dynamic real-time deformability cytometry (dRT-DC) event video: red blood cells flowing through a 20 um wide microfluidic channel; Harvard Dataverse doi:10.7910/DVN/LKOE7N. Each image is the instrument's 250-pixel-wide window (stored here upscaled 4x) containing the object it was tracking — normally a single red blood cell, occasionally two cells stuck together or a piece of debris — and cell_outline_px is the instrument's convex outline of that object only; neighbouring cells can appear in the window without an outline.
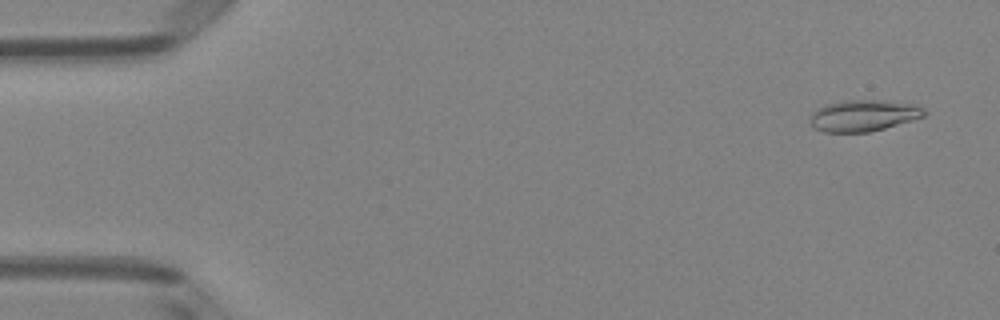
{"species": "Egyptian fruit bat (a non-hibernating species)", "species_latin": "Rousettus aegyptiacus", "temperature_condition": "room temperature", "stored_images_in_passage": 5, "camera_frame_rate_fps": 3000, "um_per_image_px": 0.085, "animal": {"sex": "female"}, "frame": {"image": 1, "passage_image": 1, "time_ms": 0.0, "image_size_px": [1000, 320], "cell_outline_px": [[928, 112], [924, 116], [912, 120], [884, 128], [868, 132], [824, 132], [812, 128], [808, 124], [808, 120], [812, 112], [824, 104], [844, 100], [884, 100], [908, 104], [924, 108]], "centroid_in_image_um": [73.31, 9.83], "position_along_channel_um": 11.7, "area_um2": 21.04}}
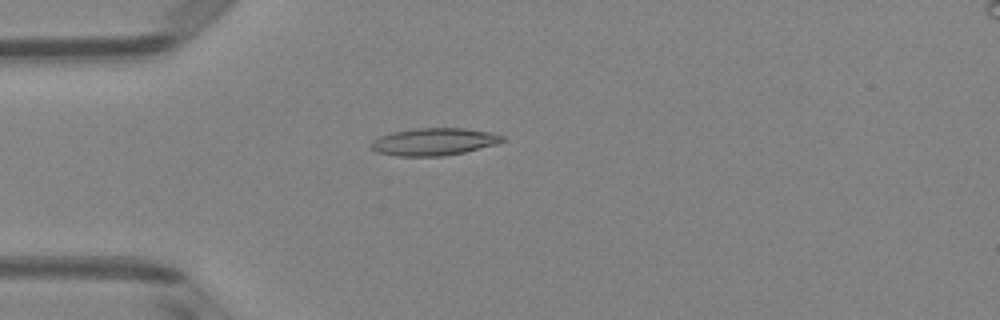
{"frame": {"image": 2, "passage_image": 4, "time_ms": 1.0, "image_size_px": [1000, 320], "cell_outline_px": [[504, 140], [496, 144], [464, 152], [444, 156], [396, 156], [376, 152], [372, 148], [372, 140], [380, 136], [392, 132], [416, 128], [464, 128], [492, 132], [504, 136]], "centroid_in_image_um": [36.89, 12.04], "position_along_channel_um": 48.1, "area_um2": 20.92}}